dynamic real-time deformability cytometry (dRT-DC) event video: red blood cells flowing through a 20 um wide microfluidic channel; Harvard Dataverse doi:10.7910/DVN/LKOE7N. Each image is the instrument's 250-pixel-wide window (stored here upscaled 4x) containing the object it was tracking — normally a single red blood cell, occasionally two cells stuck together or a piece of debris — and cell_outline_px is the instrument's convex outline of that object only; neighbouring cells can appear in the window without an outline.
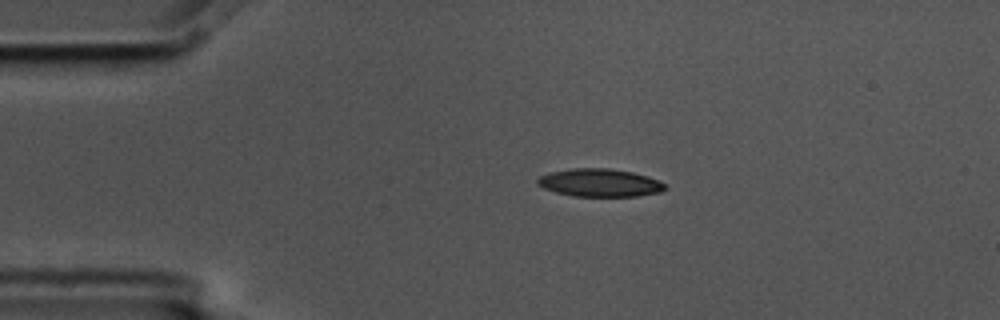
{"species": "common noctule bat (a hibernating species)", "species_latin": "Nyctalus noctula", "temperature_condition": "cold", "stored_images_in_passage": 2, "camera_frame_rate_fps": 3000, "um_per_image_px": 0.085, "animal": {"sex": "male", "body_mass_g": 17.5, "forearm_length_mm": 52.3}, "frame": {"image": 1, "passage_image": 1, "time_ms": 0.0, "image_size_px": [1000, 320], "cell_outline_px": [[668, 188], [660, 192], [636, 196], [572, 196], [556, 192], [544, 188], [536, 184], [536, 180], [540, 176], [552, 172], [572, 168], [608, 168], [632, 172], [648, 176], [664, 184]], "centroid_in_image_um": [50.97, 15.53], "position_along_channel_um": 34.0, "area_um2": 20.63}}